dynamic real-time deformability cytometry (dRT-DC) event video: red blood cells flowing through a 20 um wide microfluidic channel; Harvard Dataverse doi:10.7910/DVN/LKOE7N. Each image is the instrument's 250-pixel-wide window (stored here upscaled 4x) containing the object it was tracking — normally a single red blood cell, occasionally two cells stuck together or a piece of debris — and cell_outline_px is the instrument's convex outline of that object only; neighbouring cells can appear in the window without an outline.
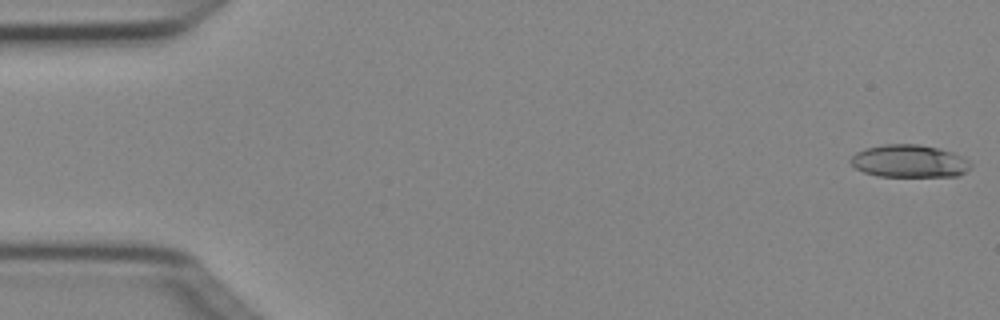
{"species": "Egyptian fruit bat (a non-hibernating species)", "species_latin": "Rousettus aegyptiacus", "temperature_condition": "cold", "stored_images_in_passage": 6, "camera_frame_rate_fps": 3000, "um_per_image_px": 0.085, "animal": {"sex": "female"}, "frame": {"image": 1, "passage_image": 1, "time_ms": 0.0, "image_size_px": [1000, 320], "cell_outline_px": [[972, 168], [960, 176], [876, 176], [864, 172], [856, 168], [848, 160], [856, 152], [864, 148], [884, 144], [920, 144], [940, 148], [964, 156], [972, 164]], "centroid_in_image_um": [77.32, 13.69], "position_along_channel_um": 7.7, "area_um2": 23.18}}
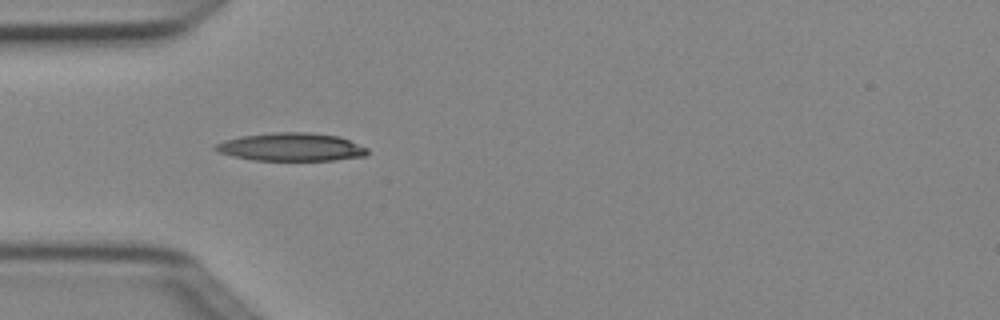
{"frame": {"image": 2, "passage_image": 5, "time_ms": 1.333, "image_size_px": [1000, 320], "cell_outline_px": [[368, 152], [364, 156], [336, 160], [252, 160], [232, 156], [220, 152], [212, 148], [216, 144], [224, 140], [240, 136], [272, 132], [308, 132], [340, 136], [368, 148]], "centroid_in_image_um": [24.75, 12.49], "position_along_channel_um": 60.3, "area_um2": 24.97}}
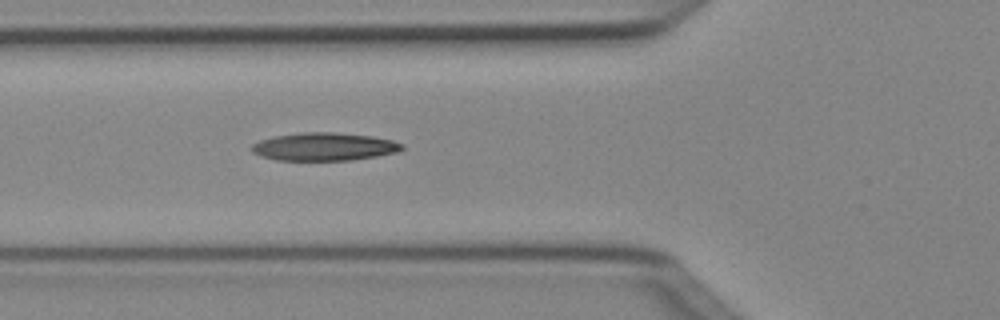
{"frame": {"image": 3, "passage_image": 6, "time_ms": 1.667, "image_size_px": [1000, 320], "cell_outline_px": [[404, 148], [396, 152], [376, 156], [352, 160], [276, 160], [260, 156], [252, 152], [252, 144], [260, 140], [272, 136], [300, 132], [332, 132], [372, 136], [392, 140], [404, 144]], "centroid_in_image_um": [27.53, 12.46], "position_along_channel_um": 98.3, "area_um2": 24.57}}